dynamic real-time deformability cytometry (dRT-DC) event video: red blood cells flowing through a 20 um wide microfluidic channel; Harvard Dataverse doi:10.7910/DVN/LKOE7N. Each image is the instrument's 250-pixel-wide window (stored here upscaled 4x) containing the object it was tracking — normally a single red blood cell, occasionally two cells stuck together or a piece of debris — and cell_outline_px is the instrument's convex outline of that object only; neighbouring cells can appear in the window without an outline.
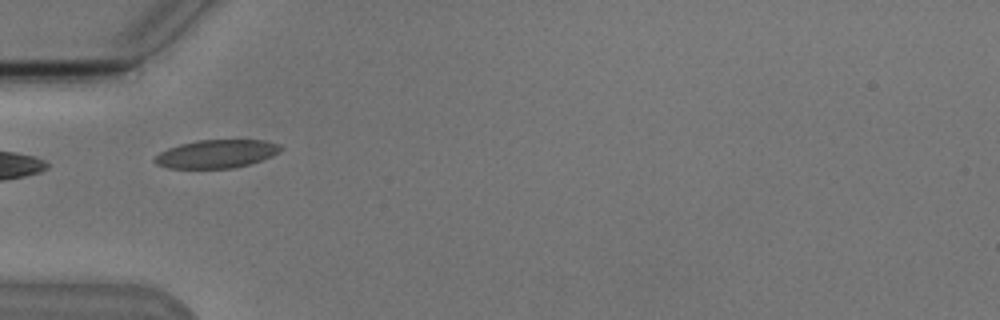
{"species": "Egyptian fruit bat (a non-hibernating species)", "species_latin": "Rousettus aegyptiacus", "temperature_condition": "cold", "stored_images_in_passage": 7, "camera_frame_rate_fps": 3000, "um_per_image_px": 0.085, "animal": {"sex": "male"}, "frame": {"image": 1, "passage_image": 1, "time_ms": 0.0, "image_size_px": [1000, 320], "cell_outline_px": [[284, 148], [272, 156], [248, 164], [232, 168], [168, 168], [156, 164], [152, 160], [160, 152], [168, 148], [180, 144], [196, 140], [264, 140], [280, 144]], "centroid_in_image_um": [18.39, 13.07], "position_along_channel_um": 66.6, "area_um2": 20.69}}
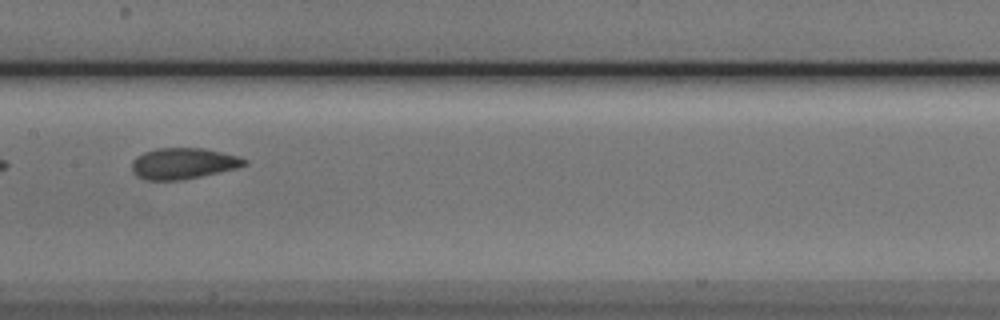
{"frame": {"image": 2, "passage_image": 4, "time_ms": 3.333, "image_size_px": [1000, 320], "cell_outline_px": [[248, 164], [236, 168], [200, 176], [180, 180], [144, 180], [136, 176], [132, 172], [132, 160], [136, 156], [144, 152], [156, 148], [204, 148], [240, 156], [248, 160]], "centroid_in_image_um": [15.56, 13.89], "position_along_channel_um": 191.8, "area_um2": 20.52}}
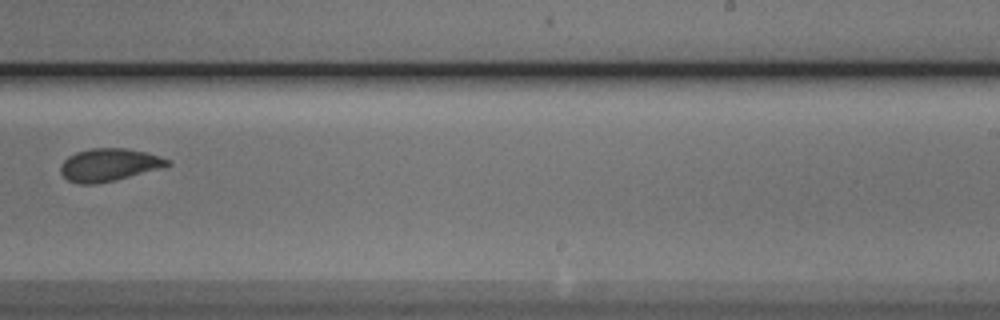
{"frame": {"image": 3, "passage_image": 6, "time_ms": 5.667, "image_size_px": [1000, 320], "cell_outline_px": [[172, 164], [164, 168], [116, 180], [92, 184], [80, 184], [68, 180], [60, 172], [60, 164], [68, 156], [76, 152], [92, 148], [124, 148], [144, 152], [160, 156], [168, 160]], "centroid_in_image_um": [9.27, 14.01], "position_along_channel_um": 279.7, "area_um2": 20.4}}